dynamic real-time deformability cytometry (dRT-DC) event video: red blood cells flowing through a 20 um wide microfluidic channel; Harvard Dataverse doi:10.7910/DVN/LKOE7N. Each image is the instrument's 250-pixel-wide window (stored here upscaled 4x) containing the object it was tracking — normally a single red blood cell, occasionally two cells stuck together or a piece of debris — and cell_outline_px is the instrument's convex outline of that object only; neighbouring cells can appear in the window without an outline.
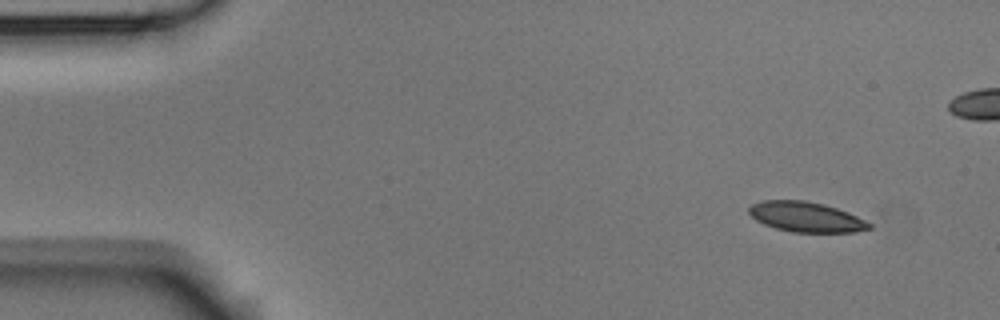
{"species": "Egyptian fruit bat (a non-hibernating species)", "species_latin": "Rousettus aegyptiacus", "temperature_condition": "room temperature", "stored_images_in_passage": 4, "camera_frame_rate_fps": 3000, "um_per_image_px": 0.085, "animal": {"sex": "male"}, "frame": {"image": 1, "passage_image": 1, "time_ms": 0.0, "image_size_px": [1000, 320], "cell_outline_px": [[872, 228], [856, 232], [792, 232], [776, 228], [764, 224], [756, 220], [748, 212], [748, 208], [752, 204], [760, 200], [804, 200], [824, 204], [848, 212], [872, 224]], "centroid_in_image_um": [68.5, 18.43], "position_along_channel_um": 16.5, "area_um2": 21.1}}